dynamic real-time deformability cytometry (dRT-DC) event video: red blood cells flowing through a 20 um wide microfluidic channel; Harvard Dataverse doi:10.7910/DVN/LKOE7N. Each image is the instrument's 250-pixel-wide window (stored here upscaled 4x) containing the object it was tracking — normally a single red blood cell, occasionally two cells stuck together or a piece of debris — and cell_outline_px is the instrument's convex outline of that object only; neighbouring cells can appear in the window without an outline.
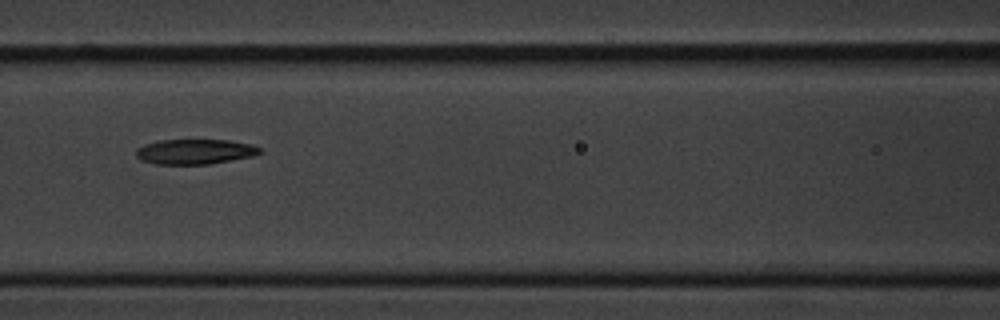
{"species": "common noctule bat (a hibernating species)", "species_latin": "Nyctalus noctula", "temperature_condition": "cold", "stored_images_in_passage": 11, "camera_frame_rate_fps": 3000, "um_per_image_px": 0.085, "animal": {"sex": "male", "body_mass_g": 20.1, "forearm_length_mm": 53.5}, "frame": {"image": 1, "passage_image": 7, "time_ms": 8.0, "image_size_px": [1000, 320], "cell_outline_px": [[260, 152], [252, 156], [208, 164], [156, 164], [140, 160], [136, 156], [136, 148], [144, 144], [160, 140], [228, 140], [252, 144], [260, 148]], "centroid_in_image_um": [16.52, 12.88], "position_along_channel_um": 150.1, "area_um2": 17.98}}
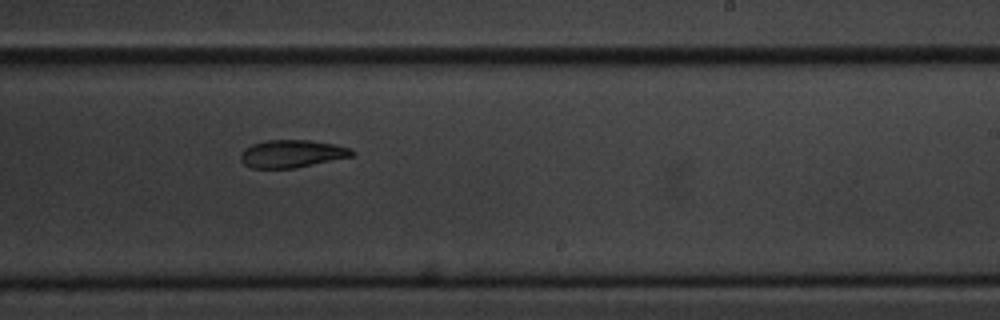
{"frame": {"image": 2, "passage_image": 10, "time_ms": 11.333, "image_size_px": [1000, 320], "cell_outline_px": [[356, 152], [352, 156], [296, 168], [252, 168], [244, 164], [240, 160], [240, 152], [244, 148], [252, 144], [264, 140], [308, 140], [332, 144], [352, 148]], "centroid_in_image_um": [24.78, 13.06], "position_along_channel_um": 264.2, "area_um2": 18.03}}
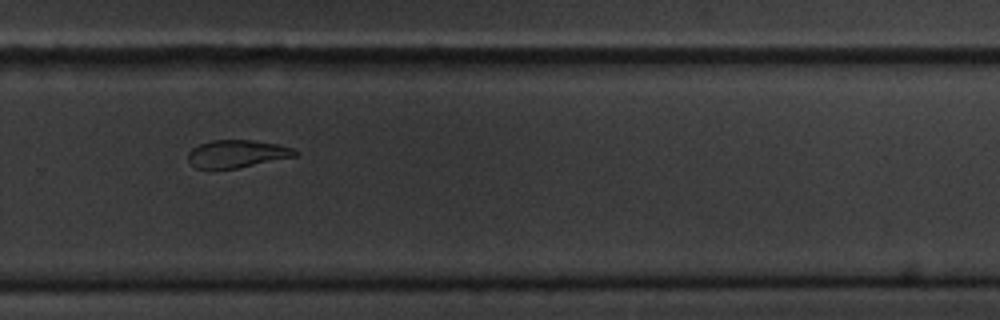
{"frame": {"image": 3, "passage_image": 11, "time_ms": 12.667, "image_size_px": [1000, 320], "cell_outline_px": [[300, 152], [296, 156], [236, 168], [196, 168], [188, 160], [188, 152], [192, 148], [200, 144], [212, 140], [252, 140], [276, 144], [292, 148]], "centroid_in_image_um": [20.14, 13.06], "position_along_channel_um": 309.7, "area_um2": 16.99}}